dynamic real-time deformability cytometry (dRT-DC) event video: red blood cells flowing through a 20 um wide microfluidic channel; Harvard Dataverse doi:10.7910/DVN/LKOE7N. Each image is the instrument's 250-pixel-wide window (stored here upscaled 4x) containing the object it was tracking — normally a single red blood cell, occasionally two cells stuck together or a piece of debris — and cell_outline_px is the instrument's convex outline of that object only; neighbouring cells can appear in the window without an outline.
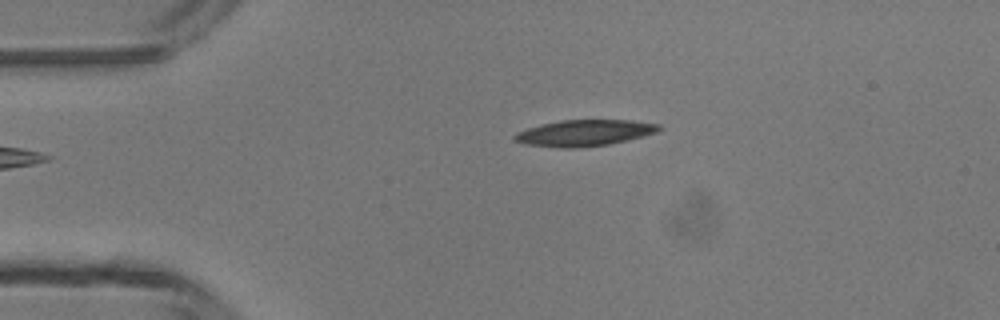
{"species": "common noctule bat (a hibernating species)", "species_latin": "Nyctalus noctula", "temperature_condition": "room temperature", "stored_images_in_passage": 2, "camera_frame_rate_fps": 3000, "um_per_image_px": 0.085, "animal": {"sex": "male", "body_mass_g": 13.3}, "frame": {"image": 1, "passage_image": 2, "time_ms": 1.0, "image_size_px": [1000, 320], "cell_outline_px": [[660, 128], [656, 132], [644, 136], [608, 144], [572, 148], [564, 148], [524, 144], [512, 140], [512, 136], [516, 132], [528, 128], [560, 120], [632, 120], [660, 124]], "centroid_in_image_um": [49.64, 11.29], "position_along_channel_um": 35.4, "area_um2": 21.91}}